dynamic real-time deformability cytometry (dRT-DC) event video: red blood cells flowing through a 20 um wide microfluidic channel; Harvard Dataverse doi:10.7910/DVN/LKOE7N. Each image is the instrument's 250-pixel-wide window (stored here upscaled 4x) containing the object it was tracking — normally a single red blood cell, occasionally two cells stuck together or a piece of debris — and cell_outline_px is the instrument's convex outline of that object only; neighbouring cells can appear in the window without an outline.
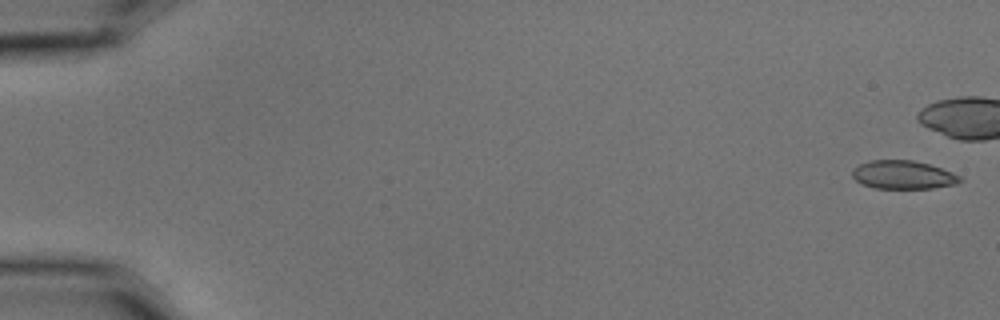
{"species": "common noctule bat (a hibernating species)", "species_latin": "Nyctalus noctula", "temperature_condition": "cold", "stored_images_in_passage": 8, "camera_frame_rate_fps": 3000, "um_per_image_px": 0.085, "animal": {"sex": "male", "body_mass_g": 15.6}, "frame": {"image": 1, "passage_image": 1, "time_ms": 0.0, "image_size_px": [1000, 320], "cell_outline_px": [[964, 180], [956, 184], [932, 188], [876, 188], [864, 184], [856, 180], [852, 176], [852, 172], [860, 164], [868, 160], [912, 160], [928, 164], [952, 172], [960, 176]], "centroid_in_image_um": [76.79, 14.86], "position_along_channel_um": 8.2, "area_um2": 17.63}}